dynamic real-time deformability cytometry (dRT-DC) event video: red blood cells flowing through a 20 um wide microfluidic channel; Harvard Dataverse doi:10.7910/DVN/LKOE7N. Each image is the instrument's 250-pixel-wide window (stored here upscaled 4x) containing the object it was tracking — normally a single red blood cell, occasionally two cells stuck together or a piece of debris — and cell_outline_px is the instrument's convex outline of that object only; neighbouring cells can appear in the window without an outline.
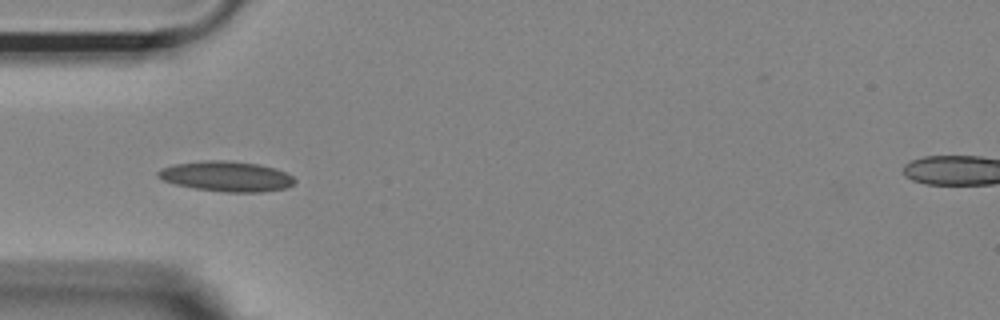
{"species": "Egyptian fruit bat (a non-hibernating species)", "species_latin": "Rousettus aegyptiacus", "temperature_condition": "room temperature", "stored_images_in_passage": 15, "camera_frame_rate_fps": 3000, "um_per_image_px": 0.085, "animal": {"sex": "female"}, "frame": {"image": 1, "passage_image": 12, "time_ms": 3.667, "image_size_px": [1000, 320], "cell_outline_px": [[296, 180], [292, 184], [284, 188], [260, 192], [224, 192], [192, 188], [176, 184], [164, 180], [156, 176], [156, 172], [164, 168], [176, 164], [204, 160], [228, 160], [256, 164], [276, 168], [292, 176]], "centroid_in_image_um": [19.24, 14.99], "position_along_channel_um": 65.8, "area_um2": 23.87}}